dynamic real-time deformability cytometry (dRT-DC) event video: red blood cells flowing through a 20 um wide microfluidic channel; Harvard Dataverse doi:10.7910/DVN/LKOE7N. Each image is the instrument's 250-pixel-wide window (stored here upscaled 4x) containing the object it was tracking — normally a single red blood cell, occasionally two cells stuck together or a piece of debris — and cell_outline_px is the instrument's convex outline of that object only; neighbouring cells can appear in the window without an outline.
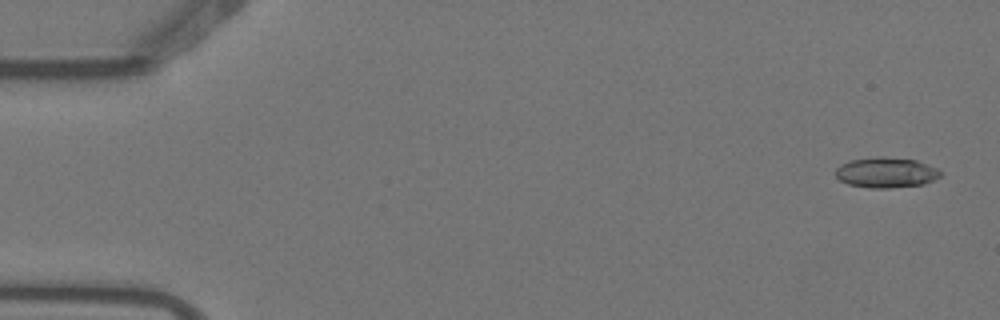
{"species": "Egyptian fruit bat (a non-hibernating species)", "species_latin": "Rousettus aegyptiacus", "temperature_condition": "warm", "stored_images_in_passage": 5, "camera_frame_rate_fps": 3000, "um_per_image_px": 0.085, "animal": {"sex": "female"}, "frame": {"image": 1, "passage_image": 1, "time_ms": 0.0, "image_size_px": [1000, 320], "cell_outline_px": [[940, 176], [924, 184], [888, 188], [868, 188], [848, 184], [840, 180], [836, 176], [836, 168], [840, 164], [852, 160], [876, 156], [884, 156], [916, 160], [936, 168], [940, 172]], "centroid_in_image_um": [75.28, 14.66], "position_along_channel_um": 9.7, "area_um2": 18.5}}
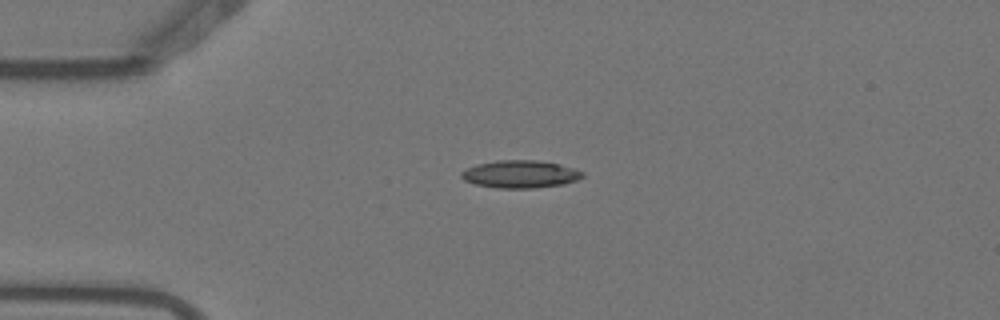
{"frame": {"image": 2, "passage_image": 4, "time_ms": 1.0, "image_size_px": [1000, 320], "cell_outline_px": [[584, 176], [576, 180], [564, 184], [532, 188], [496, 188], [476, 184], [464, 180], [460, 176], [460, 172], [476, 164], [496, 160], [536, 160], [560, 164], [584, 172]], "centroid_in_image_um": [44.21, 14.8], "position_along_channel_um": 40.8, "area_um2": 19.48}}